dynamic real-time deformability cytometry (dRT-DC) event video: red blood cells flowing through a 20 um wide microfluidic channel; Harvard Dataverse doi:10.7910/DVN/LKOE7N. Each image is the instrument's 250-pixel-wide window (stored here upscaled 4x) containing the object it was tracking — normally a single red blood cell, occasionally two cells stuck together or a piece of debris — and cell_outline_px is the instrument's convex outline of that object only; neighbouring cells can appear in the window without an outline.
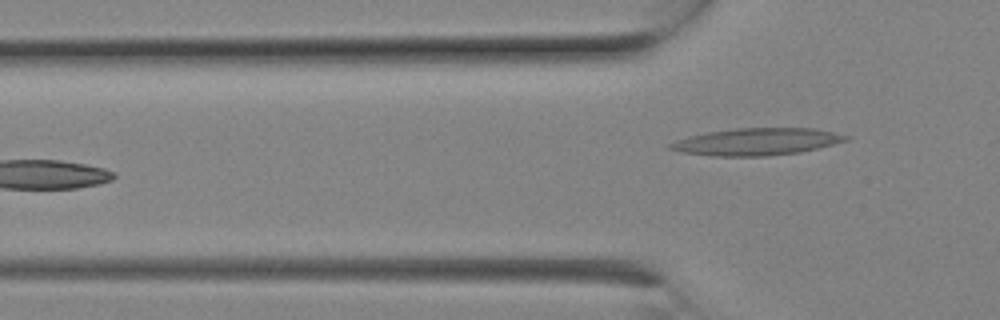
{"species": "Egyptian fruit bat (a non-hibernating species)", "species_latin": "Rousettus aegyptiacus", "temperature_condition": "room temperature", "stored_images_in_passage": 7, "camera_frame_rate_fps": 3000, "um_per_image_px": 0.085, "animal": {"sex": "female"}, "frame": {"image": 1, "passage_image": 7, "time_ms": 2.0, "image_size_px": [1000, 320], "cell_outline_px": [[852, 136], [848, 140], [800, 152], [768, 156], [712, 156], [680, 152], [668, 148], [668, 144], [676, 140], [688, 136], [708, 132], [736, 128], [812, 128]], "centroid_in_image_um": [64.29, 12.05], "position_along_channel_um": 61.5, "area_um2": 27.69}}